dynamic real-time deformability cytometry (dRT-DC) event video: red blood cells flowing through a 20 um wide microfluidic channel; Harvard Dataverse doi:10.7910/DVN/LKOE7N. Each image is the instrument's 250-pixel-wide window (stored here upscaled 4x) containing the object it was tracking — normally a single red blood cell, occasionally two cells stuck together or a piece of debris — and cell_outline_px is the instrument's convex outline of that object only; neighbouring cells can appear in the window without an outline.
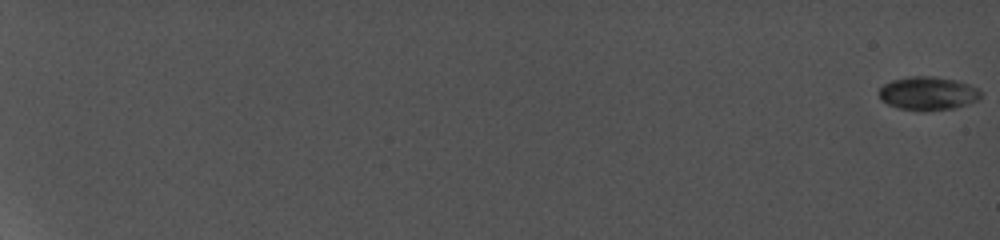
{"species": "common noctule bat (a hibernating species)", "species_latin": "Nyctalus noctula", "temperature_condition": "cold", "stored_images_in_passage": 11, "camera_frame_rate_fps": 5000, "um_per_image_px": 0.085, "animal": {"sex": "female", "body_mass_g": 19.0, "forearm_length_mm": 56.7}, "frame": {"image": 1, "passage_image": 1, "time_ms": 0.0, "image_size_px": [1000, 240], "cell_outline_px": [[980, 96], [976, 100], [968, 104], [952, 108], [896, 108], [880, 100], [880, 88], [884, 84], [892, 80], [912, 76], [936, 76], [956, 80], [968, 84], [976, 88], [980, 92]], "centroid_in_image_um": [78.85, 7.89], "position_along_channel_um": 6.1, "area_um2": 19.07}}
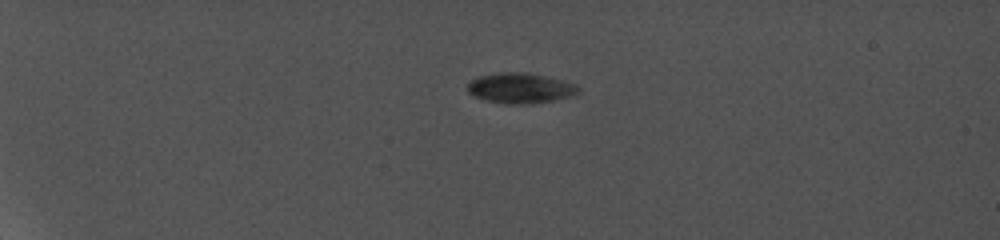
{"frame": {"image": 2, "passage_image": 7, "time_ms": 6.0, "image_size_px": [1000, 240], "cell_outline_px": [[580, 92], [568, 96], [552, 100], [524, 104], [504, 104], [472, 96], [468, 92], [468, 84], [472, 80], [480, 76], [500, 72], [524, 72], [544, 76], [576, 84], [580, 88]], "centroid_in_image_um": [44.2, 7.49], "position_along_channel_um": 40.8, "area_um2": 19.25}}
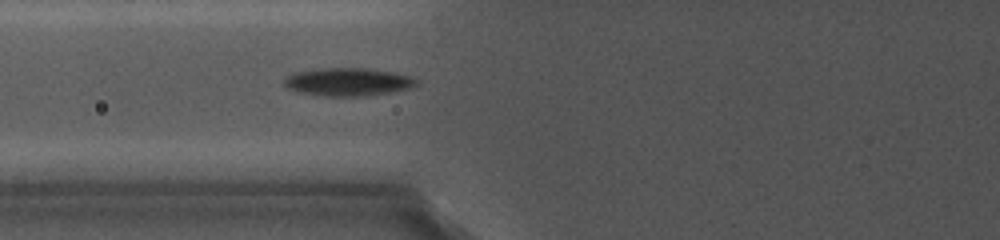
{"frame": {"image": 3, "passage_image": 10, "time_ms": 9.8, "image_size_px": [1000, 240], "cell_outline_px": [[420, 84], [412, 88], [392, 92], [360, 96], [324, 96], [296, 92], [288, 88], [284, 84], [284, 76], [296, 72], [320, 68], [372, 68], [396, 72], [412, 76], [420, 80]], "centroid_in_image_um": [29.64, 6.95], "position_along_channel_um": 96.2, "area_um2": 22.08}}